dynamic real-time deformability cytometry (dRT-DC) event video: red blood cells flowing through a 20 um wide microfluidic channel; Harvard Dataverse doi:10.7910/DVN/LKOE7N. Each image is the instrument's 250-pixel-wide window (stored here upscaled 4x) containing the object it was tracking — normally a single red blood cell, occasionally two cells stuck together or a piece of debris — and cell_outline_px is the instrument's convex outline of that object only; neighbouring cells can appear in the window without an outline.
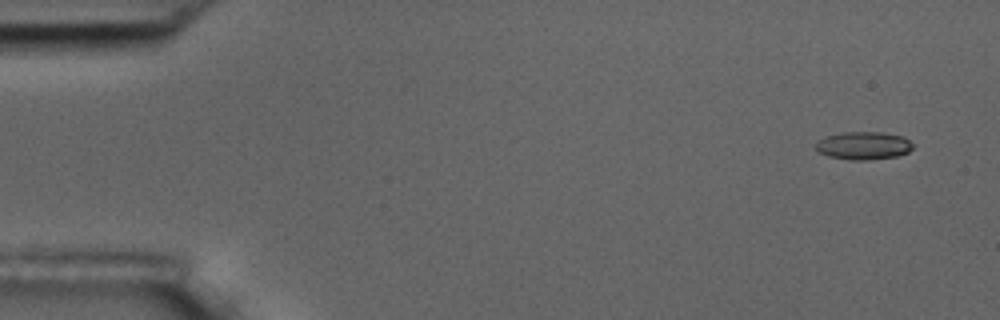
{"species": "common noctule bat (a hibernating species)", "species_latin": "Nyctalus noctula", "temperature_condition": "room temperature", "stored_images_in_passage": 5, "camera_frame_rate_fps": 3000, "um_per_image_px": 0.085, "animal": {"sex": "male", "body_mass_g": 17.5, "forearm_length_mm": 52.3}, "frame": {"image": 1, "passage_image": 1, "time_ms": 0.0, "image_size_px": [1000, 320], "cell_outline_px": [[912, 148], [908, 152], [896, 156], [868, 160], [852, 160], [828, 156], [816, 152], [816, 140], [824, 136], [840, 132], [880, 132], [904, 136], [912, 144]], "centroid_in_image_um": [73.34, 12.37], "position_along_channel_um": 11.7, "area_um2": 15.95}}
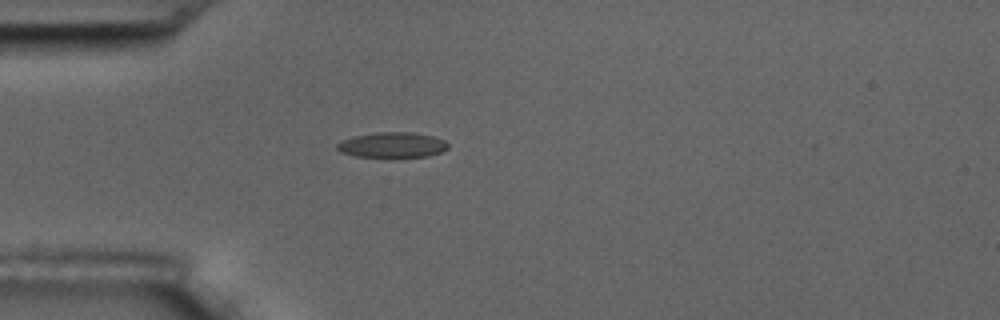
{"frame": {"image": 2, "passage_image": 4, "time_ms": 4.333, "image_size_px": [1000, 320], "cell_outline_px": [[448, 148], [440, 152], [428, 156], [356, 156], [340, 152], [336, 148], [336, 144], [344, 140], [356, 136], [376, 132], [412, 132], [432, 136], [444, 140], [448, 144]], "centroid_in_image_um": [33.35, 12.31], "position_along_channel_um": 51.6, "area_um2": 16.01}}